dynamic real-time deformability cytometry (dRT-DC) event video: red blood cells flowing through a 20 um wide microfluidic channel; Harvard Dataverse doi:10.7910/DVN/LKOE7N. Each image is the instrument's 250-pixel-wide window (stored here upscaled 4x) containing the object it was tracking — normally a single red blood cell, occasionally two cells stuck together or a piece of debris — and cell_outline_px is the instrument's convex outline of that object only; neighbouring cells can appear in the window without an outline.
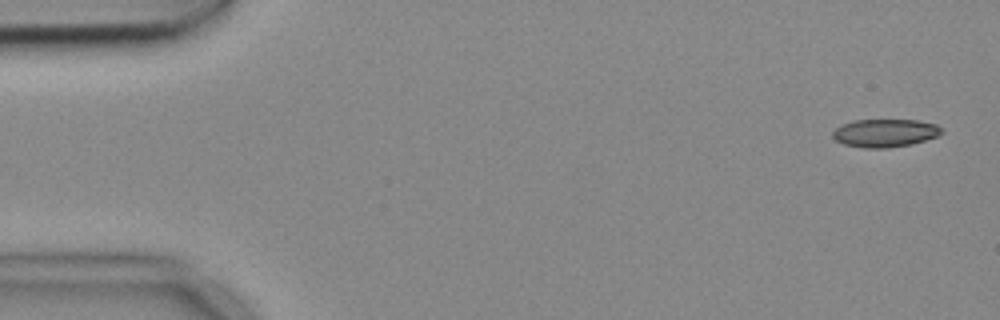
{"species": "common noctule bat (a hibernating species)", "species_latin": "Nyctalus noctula", "temperature_condition": "cold", "stored_images_in_passage": 5, "camera_frame_rate_fps": 3000, "um_per_image_px": 0.085, "animal": {"sex": "female", "body_mass_g": 18.4}, "frame": {"image": 1, "passage_image": 1, "time_ms": 0.0, "image_size_px": [1000, 320], "cell_outline_px": [[944, 132], [936, 136], [912, 144], [888, 148], [864, 148], [844, 144], [836, 140], [832, 136], [832, 132], [836, 128], [852, 120], [916, 120], [936, 124]], "centroid_in_image_um": [75.21, 11.31], "position_along_channel_um": 9.8, "area_um2": 17.69}}
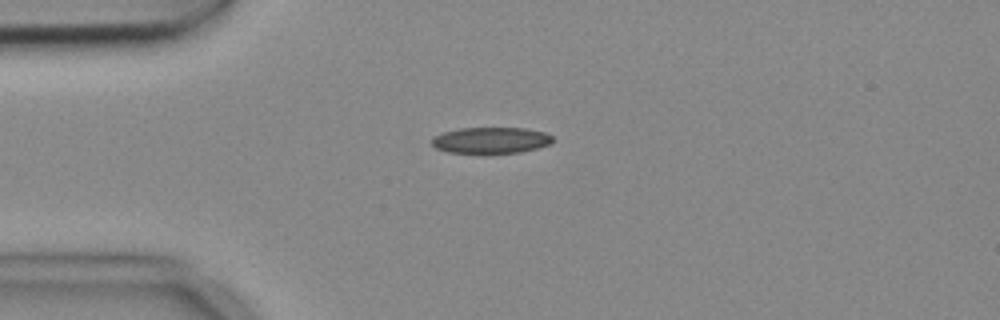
{"frame": {"image": 2, "passage_image": 4, "time_ms": 1.0, "image_size_px": [1000, 320], "cell_outline_px": [[556, 140], [548, 144], [536, 148], [520, 152], [448, 152], [436, 148], [432, 144], [432, 136], [444, 132], [460, 128], [524, 128], [544, 132], [552, 136]], "centroid_in_image_um": [41.72, 11.9], "position_along_channel_um": 43.3, "area_um2": 18.15}}
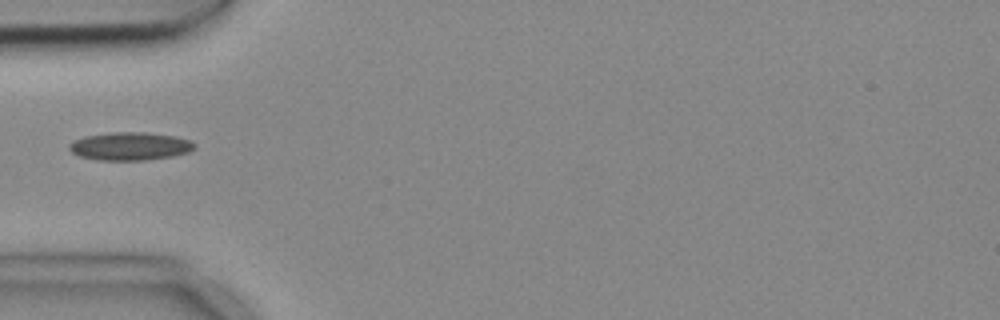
{"frame": {"image": 3, "passage_image": 5, "time_ms": 1.333, "image_size_px": [1000, 320], "cell_outline_px": [[196, 148], [188, 152], [172, 156], [144, 160], [96, 160], [80, 156], [72, 152], [68, 148], [68, 144], [72, 140], [84, 136], [112, 132], [144, 132], [172, 136], [192, 140], [196, 144]], "centroid_in_image_um": [11.03, 12.42], "position_along_channel_um": 74.0, "area_um2": 20.58}}